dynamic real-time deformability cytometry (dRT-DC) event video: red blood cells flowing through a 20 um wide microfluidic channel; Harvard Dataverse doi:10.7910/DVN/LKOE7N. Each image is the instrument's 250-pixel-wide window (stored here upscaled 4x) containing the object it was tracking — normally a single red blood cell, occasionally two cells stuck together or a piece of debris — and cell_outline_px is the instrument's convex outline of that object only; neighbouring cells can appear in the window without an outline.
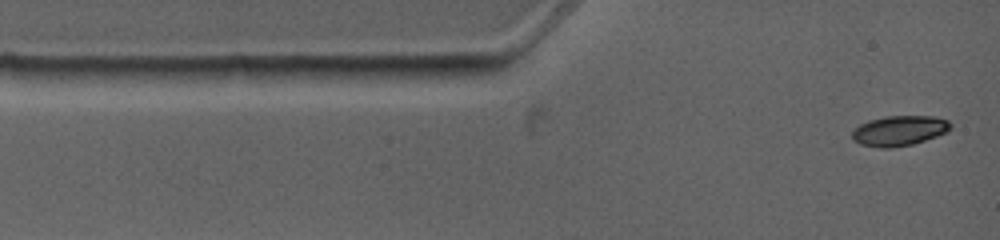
{"species": "common noctule bat (a hibernating species)", "species_latin": "Nyctalus noctula", "temperature_condition": "warm", "stored_images_in_passage": 6, "camera_frame_rate_fps": 4500, "um_per_image_px": 0.085, "animal": {"sex": "female", "body_mass_g": 19.0, "forearm_length_mm": 53.3}, "frame": {"image": 1, "passage_image": 1, "time_ms": 0.0, "image_size_px": [1000, 240], "cell_outline_px": [[952, 128], [948, 132], [912, 144], [892, 148], [880, 148], [860, 144], [852, 140], [852, 132], [860, 124], [868, 120], [888, 116], [932, 116], [948, 120], [952, 124]], "centroid_in_image_um": [76.44, 11.11], "position_along_channel_um": 8.6, "area_um2": 17.34}}
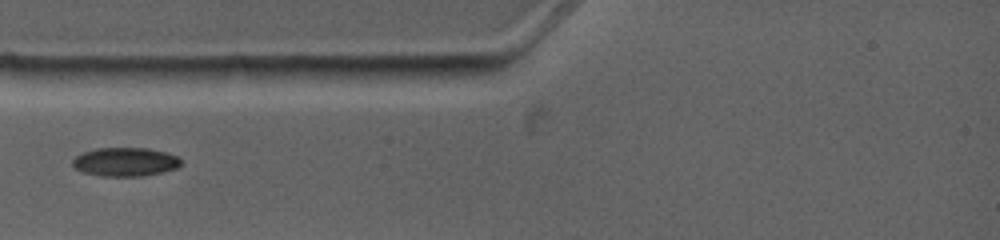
{"frame": {"image": 2, "passage_image": 4, "time_ms": 2.667, "image_size_px": [1000, 240], "cell_outline_px": [[184, 164], [180, 168], [140, 176], [100, 176], [84, 172], [76, 168], [72, 164], [72, 160], [76, 156], [84, 152], [96, 148], [148, 148], [168, 152], [176, 156]], "centroid_in_image_um": [10.69, 13.75], "position_along_channel_um": 74.3, "area_um2": 18.21}}
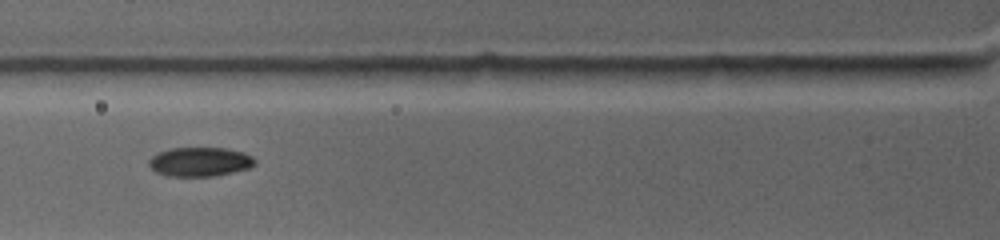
{"frame": {"image": 3, "passage_image": 5, "time_ms": 3.556, "image_size_px": [1000, 240], "cell_outline_px": [[256, 164], [248, 168], [216, 176], [168, 176], [156, 172], [148, 164], [148, 160], [152, 156], [160, 152], [172, 148], [224, 148], [244, 152], [252, 156], [256, 160]], "centroid_in_image_um": [17.01, 13.75], "position_along_channel_um": 108.8, "area_um2": 17.98}}